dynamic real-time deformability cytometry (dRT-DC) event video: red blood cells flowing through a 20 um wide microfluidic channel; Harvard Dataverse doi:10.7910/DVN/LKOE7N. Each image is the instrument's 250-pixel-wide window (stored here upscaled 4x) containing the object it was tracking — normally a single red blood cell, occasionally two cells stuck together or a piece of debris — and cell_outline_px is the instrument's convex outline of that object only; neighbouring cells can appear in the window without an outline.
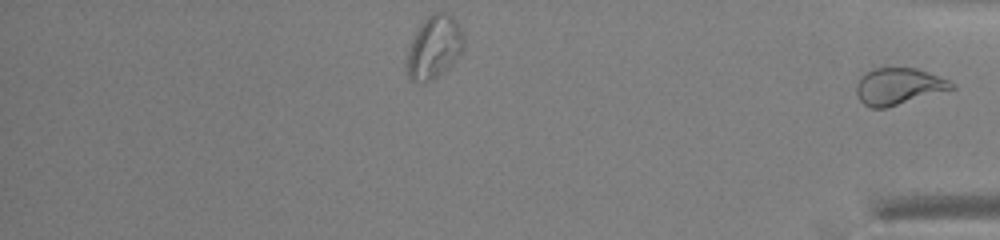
{"species": "common noctule bat (a hibernating species)", "species_latin": "Nyctalus noctula", "temperature_condition": "warm", "stored_images_in_passage": 29, "segment_of_instrument_passage": [2, 2], "camera_frame_rate_fps": 3000, "um_per_image_px": 0.085, "animal": {"sex": "male", "body_mass_g": 13.0, "forearm_length_mm": 53.1}, "frame": {"image": 1, "passage_image": 29, "time_ms": 9.333, "image_size_px": [1000, 240], "cell_outline_px": [[956, 88], [884, 108], [872, 108], [864, 104], [860, 100], [856, 92], [856, 84], [860, 76], [864, 72], [872, 68], [916, 68], [928, 72], [948, 80], [956, 84]], "centroid_in_image_um": [76.35, 7.32], "position_along_channel_um": 358.8, "area_um2": 20.29}}